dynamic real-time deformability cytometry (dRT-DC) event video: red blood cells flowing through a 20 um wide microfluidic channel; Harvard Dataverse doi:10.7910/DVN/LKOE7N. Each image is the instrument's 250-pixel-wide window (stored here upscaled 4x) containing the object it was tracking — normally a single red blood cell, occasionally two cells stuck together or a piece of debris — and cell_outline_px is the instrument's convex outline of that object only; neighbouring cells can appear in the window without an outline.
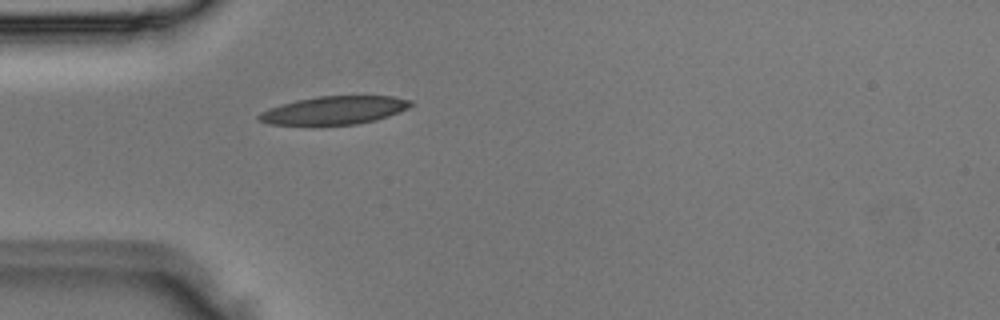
{"species": "Egyptian fruit bat (a non-hibernating species)", "species_latin": "Rousettus aegyptiacus", "temperature_condition": "room temperature", "stored_images_in_passage": 1, "camera_frame_rate_fps": 3000, "um_per_image_px": 0.085, "animal": {"sex": "male"}, "frame": {"image": 1, "passage_image": 1, "time_ms": 0.0, "image_size_px": [1000, 320], "cell_outline_px": [[412, 104], [408, 108], [400, 112], [376, 120], [356, 124], [320, 128], [312, 128], [268, 124], [260, 120], [256, 116], [260, 112], [296, 100], [320, 96], [392, 96], [412, 100]], "centroid_in_image_um": [28.37, 9.43], "position_along_channel_um": 56.6, "area_um2": 25.89}}